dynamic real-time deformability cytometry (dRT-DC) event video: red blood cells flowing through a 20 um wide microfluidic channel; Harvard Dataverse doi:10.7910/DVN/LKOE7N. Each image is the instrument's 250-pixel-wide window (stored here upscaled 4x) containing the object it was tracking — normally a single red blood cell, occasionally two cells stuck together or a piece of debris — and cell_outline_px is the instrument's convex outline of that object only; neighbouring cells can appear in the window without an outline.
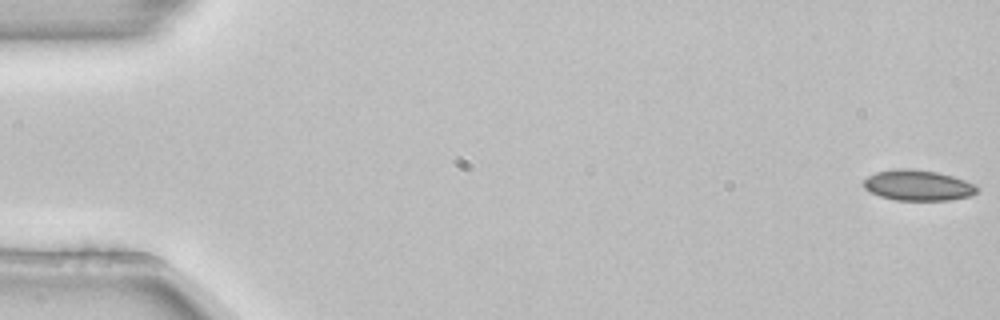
{"species": "common noctule bat (a hibernating species)", "species_latin": "Nyctalus noctula", "temperature_condition": "room temperature", "stored_images_in_passage": 5, "camera_frame_rate_fps": 3000, "um_per_image_px": 0.085, "animal": {"sex": "female", "body_mass_g": 22.7, "forearm_length_mm": 54.2}, "frame": {"image": 1, "passage_image": 1, "time_ms": 0.0, "image_size_px": [1000, 320], "cell_outline_px": [[980, 188], [972, 196], [948, 200], [896, 200], [880, 196], [868, 192], [864, 188], [864, 180], [868, 176], [876, 172], [896, 168], [908, 168], [936, 172], [952, 176], [976, 184]], "centroid_in_image_um": [78.03, 15.75], "position_along_channel_um": 7.0, "area_um2": 20.35}}
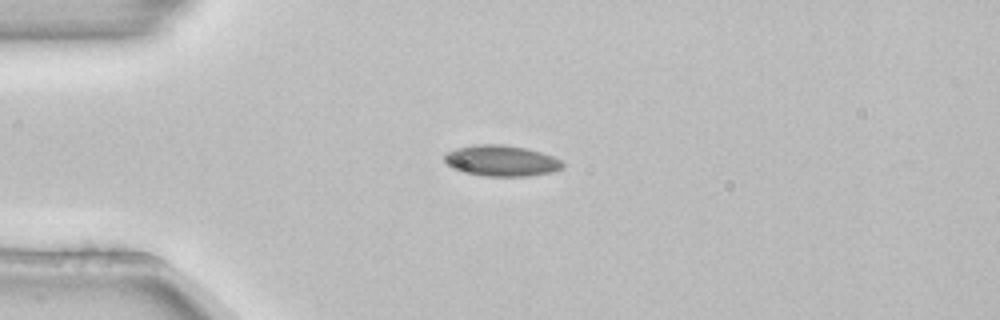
{"frame": {"image": 2, "passage_image": 4, "time_ms": 1.0, "image_size_px": [1000, 320], "cell_outline_px": [[564, 168], [552, 172], [528, 176], [484, 176], [460, 172], [452, 168], [444, 160], [444, 152], [456, 148], [476, 144], [504, 144], [524, 148], [540, 152], [552, 156], [560, 160], [564, 164]], "centroid_in_image_um": [42.58, 13.66], "position_along_channel_um": 42.4, "area_um2": 21.5}}